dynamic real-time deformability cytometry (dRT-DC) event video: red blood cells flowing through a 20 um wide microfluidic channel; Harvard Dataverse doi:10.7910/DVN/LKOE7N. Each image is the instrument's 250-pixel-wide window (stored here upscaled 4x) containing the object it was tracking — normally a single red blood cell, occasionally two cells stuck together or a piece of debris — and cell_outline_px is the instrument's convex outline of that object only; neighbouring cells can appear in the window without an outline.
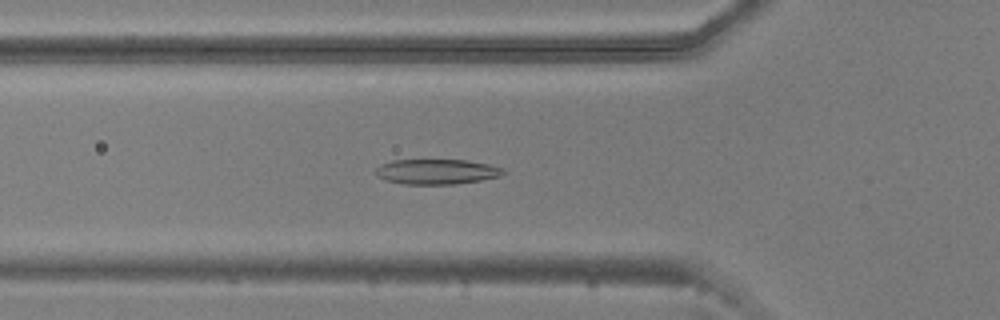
{"species": "common noctule bat (a hibernating species)", "species_latin": "Nyctalus noctula", "temperature_condition": "warm", "stored_images_in_passage": 55, "camera_frame_rate_fps": 3000, "um_per_image_px": 0.085, "animal": {"sex": "male", "body_mass_g": 20.5, "forearm_length_mm": 52.5}, "frame": {"image": 1, "passage_image": 18, "time_ms": 5.667, "image_size_px": [1000, 320], "cell_outline_px": [[504, 172], [500, 176], [480, 180], [456, 184], [404, 184], [384, 180], [376, 176], [376, 168], [380, 164], [392, 160], [468, 160], [488, 164], [504, 168]], "centroid_in_image_um": [37.09, 14.59], "position_along_channel_um": 88.7, "area_um2": 18.73}}
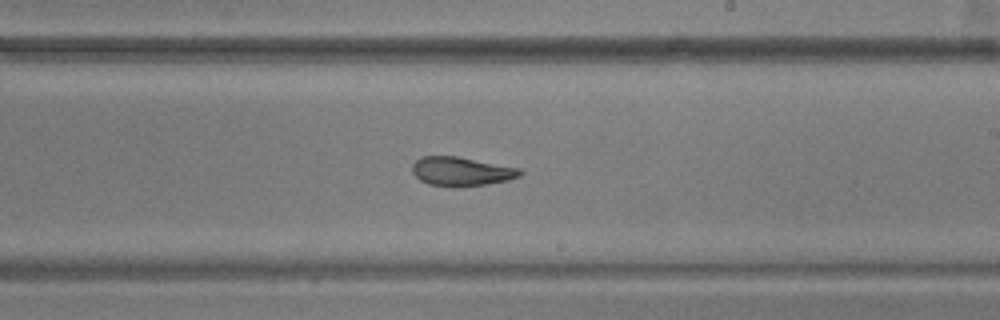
{"frame": {"image": 2, "passage_image": 31, "time_ms": 10.0, "image_size_px": [1000, 320], "cell_outline_px": [[524, 172], [520, 176], [508, 180], [488, 184], [452, 188], [428, 184], [420, 180], [412, 172], [412, 164], [420, 156], [456, 156], [520, 168]], "centroid_in_image_um": [39.2, 14.58], "position_along_channel_um": 249.8, "area_um2": 18.44}}
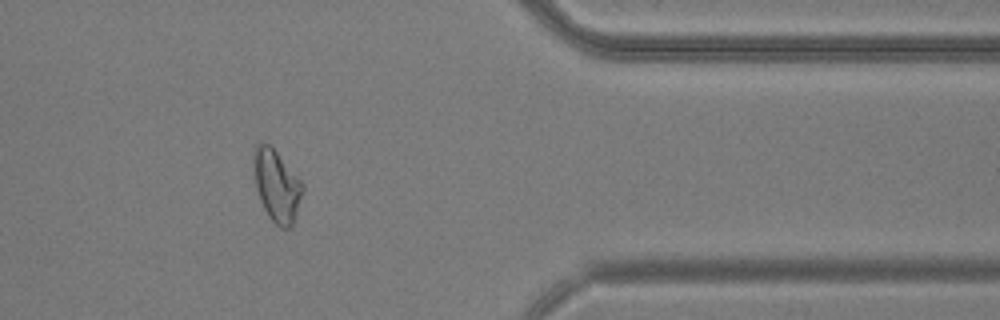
{"frame": {"image": 3, "passage_image": 44, "time_ms": 14.333, "image_size_px": [1000, 320], "cell_outline_px": [[304, 188], [292, 228], [280, 228], [268, 216], [260, 200], [256, 188], [252, 164], [252, 152], [256, 144], [268, 144], [276, 152], [304, 184]], "centroid_in_image_um": [23.5, 15.8], "position_along_channel_um": 387.9, "area_um2": 20.46}, "authors_computed_cell_mechanics": {"area_um2": 20.0566, "velocity_mm_per_s": 3.6982, "shape_relaxation_time_tau1_ms": null, "shape_relaxation_time_tau2_ms": 2.0145, "deformation_change_tau1": null, "deformation_change_tau2": 0.0903}}